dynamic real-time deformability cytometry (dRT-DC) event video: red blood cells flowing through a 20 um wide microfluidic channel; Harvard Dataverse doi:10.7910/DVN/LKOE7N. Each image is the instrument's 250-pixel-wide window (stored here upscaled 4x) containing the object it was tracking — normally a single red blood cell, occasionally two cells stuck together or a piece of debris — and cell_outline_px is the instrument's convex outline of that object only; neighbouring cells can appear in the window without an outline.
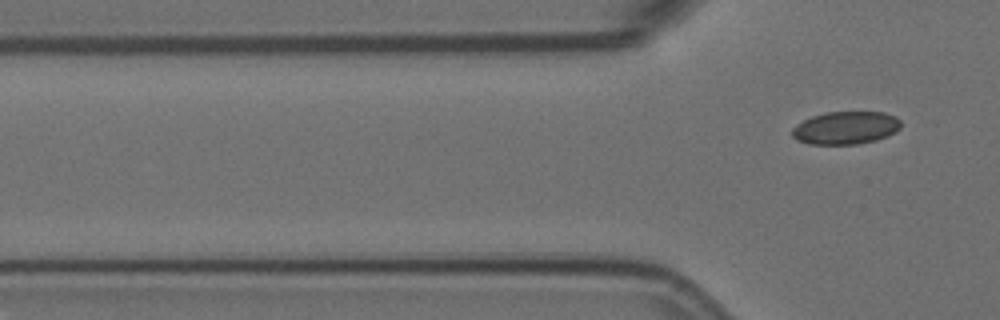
{"species": "Egyptian fruit bat (a non-hibernating species)", "species_latin": "Rousettus aegyptiacus", "temperature_condition": "room temperature", "stored_images_in_passage": 4, "segment_of_instrument_passage": [2, 2], "camera_frame_rate_fps": 3000, "um_per_image_px": 0.085, "animal": {"sex": "female"}, "frame": {"image": 1, "passage_image": 4, "time_ms": 1.0, "image_size_px": [1000, 320], "cell_outline_px": [[900, 128], [896, 132], [888, 136], [876, 140], [860, 144], [808, 144], [796, 140], [792, 136], [792, 128], [796, 124], [812, 116], [828, 112], [884, 112], [896, 116], [900, 120]], "centroid_in_image_um": [71.89, 10.87], "position_along_channel_um": 53.9, "area_um2": 20.98}}